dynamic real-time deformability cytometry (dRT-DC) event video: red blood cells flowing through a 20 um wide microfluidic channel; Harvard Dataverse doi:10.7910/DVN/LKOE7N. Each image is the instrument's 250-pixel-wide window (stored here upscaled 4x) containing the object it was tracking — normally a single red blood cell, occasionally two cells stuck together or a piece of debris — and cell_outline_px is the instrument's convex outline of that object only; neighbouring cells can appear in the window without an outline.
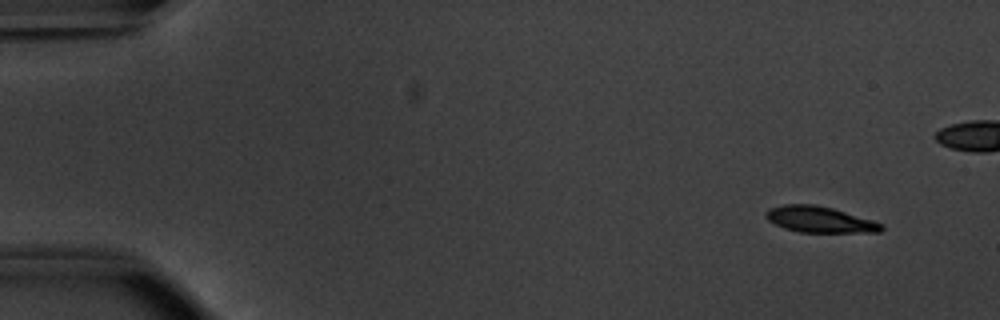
{"species": "common noctule bat (a hibernating species)", "species_latin": "Nyctalus noctula", "temperature_condition": "warm", "stored_images_in_passage": 51, "camera_frame_rate_fps": 3000, "um_per_image_px": 0.085, "animal": {"sex": "male", "body_mass_g": 20.1, "forearm_length_mm": 53.5}, "frame": {"image": 1, "passage_image": 1, "time_ms": 0.0, "image_size_px": [1000, 320], "cell_outline_px": [[884, 228], [880, 232], [800, 232], [784, 228], [768, 220], [764, 216], [764, 212], [768, 208], [784, 204], [812, 204], [832, 208], [872, 220], [884, 224]], "centroid_in_image_um": [69.64, 18.65], "position_along_channel_um": 15.4, "area_um2": 17.51}}
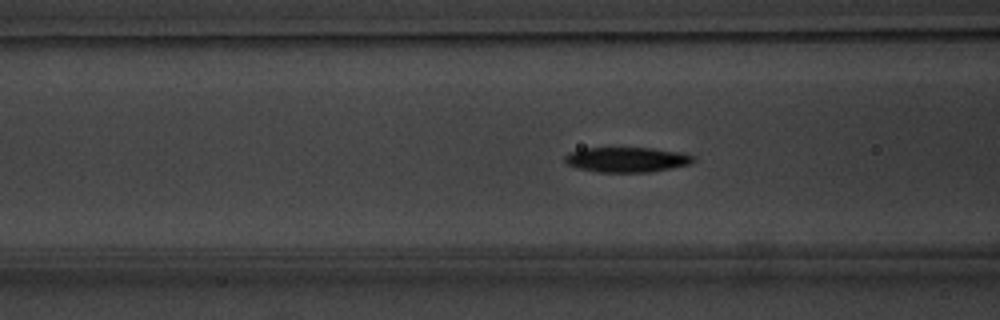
{"frame": {"image": 2, "passage_image": 18, "time_ms": 5.667, "image_size_px": [1000, 320], "cell_outline_px": [[696, 160], [692, 164], [652, 172], [596, 172], [576, 168], [568, 164], [564, 160], [564, 156], [568, 152], [584, 148], [652, 148], [680, 152], [696, 156]], "centroid_in_image_um": [53.3, 13.57], "position_along_channel_um": 113.3, "area_um2": 19.02}}
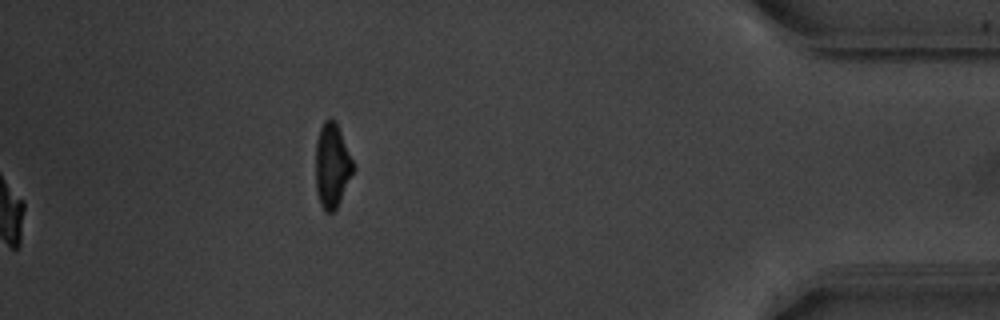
{"frame": {"image": 3, "passage_image": 51, "time_ms": 16.667, "image_size_px": [1000, 320], "cell_outline_px": [[356, 168], [336, 208], [332, 212], [324, 212], [320, 204], [316, 192], [316, 140], [320, 128], [324, 120], [336, 120]], "centroid_in_image_um": [28.23, 14.08], "position_along_channel_um": 407.0, "area_um2": 18.55}, "authors_computed_cell_mechanics": {"area_um2": 18.6694, "velocity_mm_per_s": 3.8286, "shape_relaxation_time_tau1_ms": 2.3881, "shape_relaxation_time_tau2_ms": null, "deformation_change_tau1": 0.1419, "deformation_change_tau2": null}}